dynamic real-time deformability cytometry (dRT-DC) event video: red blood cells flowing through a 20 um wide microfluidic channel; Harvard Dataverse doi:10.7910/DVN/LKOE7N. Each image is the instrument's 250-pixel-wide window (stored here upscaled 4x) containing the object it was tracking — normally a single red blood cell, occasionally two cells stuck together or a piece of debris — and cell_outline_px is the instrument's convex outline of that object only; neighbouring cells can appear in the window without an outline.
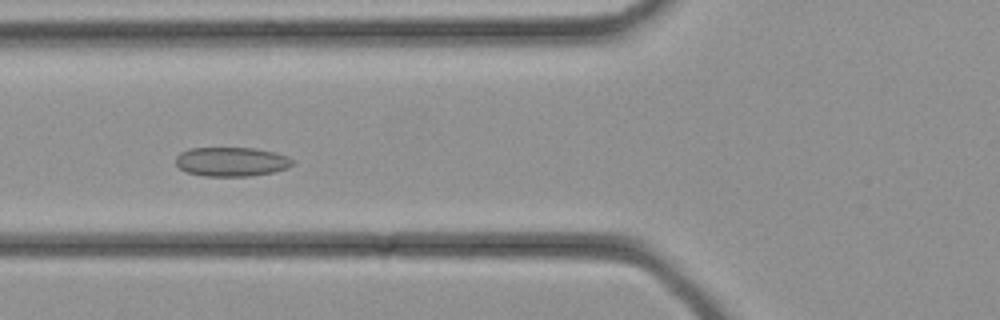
{"species": "common noctule bat (a hibernating species)", "species_latin": "Nyctalus noctula", "temperature_condition": "cold", "stored_images_in_passage": 28, "camera_frame_rate_fps": 3000, "um_per_image_px": 0.085, "animal": {"sex": "female", "body_mass_g": 21.9}, "frame": {"image": 1, "passage_image": 7, "time_ms": 2.0, "image_size_px": [1000, 320], "cell_outline_px": [[296, 160], [288, 168], [272, 172], [252, 176], [204, 176], [188, 172], [180, 168], [176, 164], [176, 156], [180, 152], [188, 148], [256, 148], [276, 152], [288, 156]], "centroid_in_image_um": [19.7, 13.74], "position_along_channel_um": 106.1, "area_um2": 20.06}}
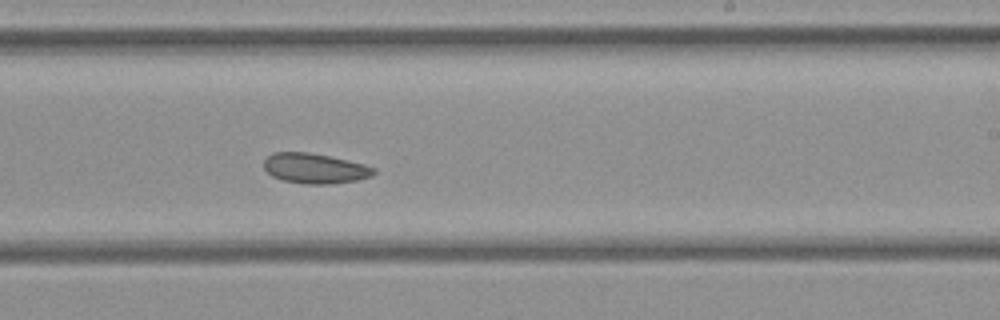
{"frame": {"image": 2, "passage_image": 15, "time_ms": 4.667, "image_size_px": [1000, 320], "cell_outline_px": [[376, 172], [372, 176], [356, 180], [328, 184], [304, 184], [284, 180], [272, 176], [264, 168], [264, 160], [272, 152], [308, 152], [348, 160], [364, 164], [376, 168]], "centroid_in_image_um": [26.77, 14.31], "position_along_channel_um": 262.2, "area_um2": 19.25}}
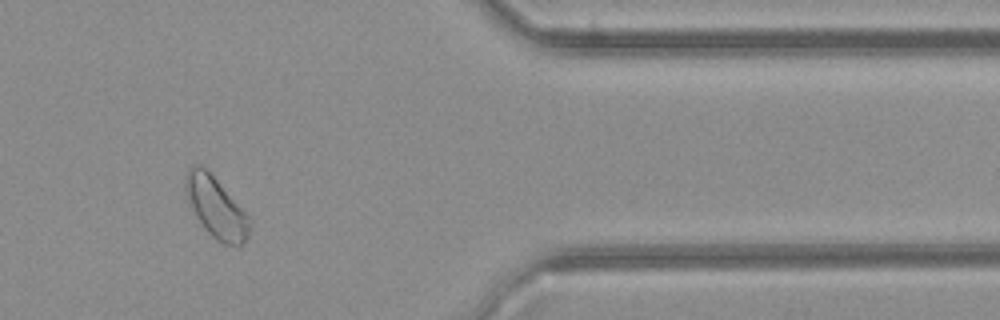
{"frame": {"image": 3, "passage_image": 23, "time_ms": 7.333, "image_size_px": [1000, 320], "cell_outline_px": [[252, 224], [248, 236], [244, 244], [224, 244], [216, 240], [204, 228], [196, 216], [184, 192], [184, 176], [188, 168], [192, 164], [200, 164], [216, 180], [252, 220]], "centroid_in_image_um": [18.34, 17.63], "position_along_channel_um": 393.1, "area_um2": 22.48}}